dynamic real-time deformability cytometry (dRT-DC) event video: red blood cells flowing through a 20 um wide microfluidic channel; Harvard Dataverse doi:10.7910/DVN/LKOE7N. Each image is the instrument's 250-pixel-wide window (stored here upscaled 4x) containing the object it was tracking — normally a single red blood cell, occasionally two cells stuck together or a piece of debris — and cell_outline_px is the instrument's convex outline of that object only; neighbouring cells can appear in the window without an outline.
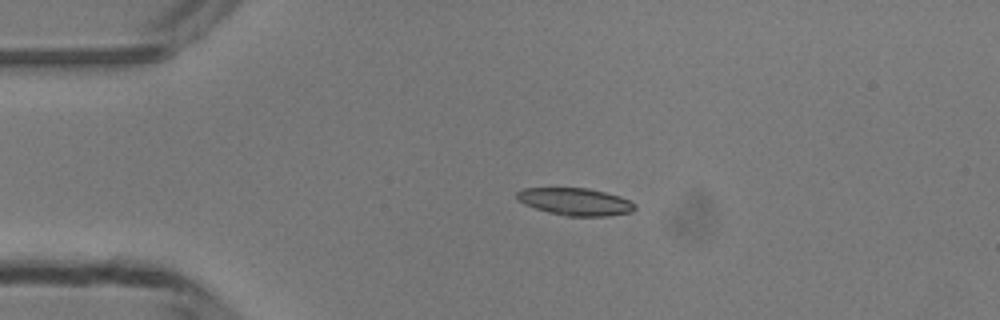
{"species": "common noctule bat (a hibernating species)", "species_latin": "Nyctalus noctula", "temperature_condition": "room temperature", "stored_images_in_passage": 39, "camera_frame_rate_fps": 3000, "um_per_image_px": 0.085, "animal": {"sex": "male", "body_mass_g": 13.3}, "frame": {"image": 1, "passage_image": 1, "time_ms": 0.0, "image_size_px": [1000, 320], "cell_outline_px": [[636, 208], [632, 212], [608, 216], [564, 216], [548, 212], [524, 204], [516, 200], [516, 192], [524, 188], [588, 188], [620, 196], [636, 204]], "centroid_in_image_um": [48.89, 17.15], "position_along_channel_um": 36.1, "area_um2": 18.9}}
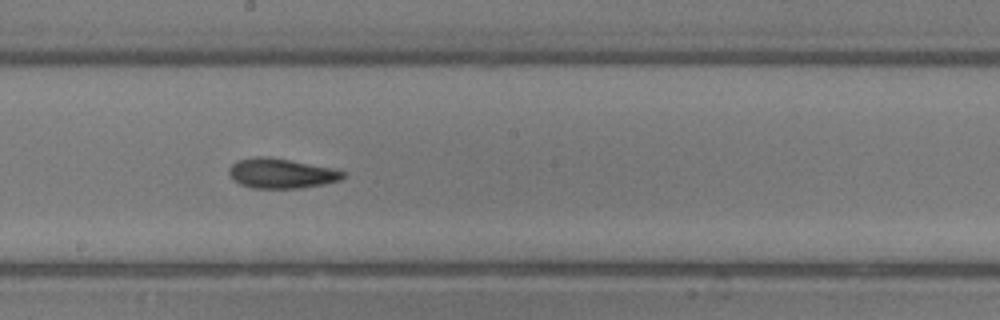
{"frame": {"image": 2, "passage_image": 17, "time_ms": 5.333, "image_size_px": [1000, 320], "cell_outline_px": [[344, 176], [340, 180], [324, 184], [296, 188], [252, 188], [240, 184], [232, 180], [228, 172], [228, 168], [236, 160], [256, 156], [268, 156], [332, 168], [344, 172]], "centroid_in_image_um": [23.84, 14.73], "position_along_channel_um": 224.4, "area_um2": 19.83}}
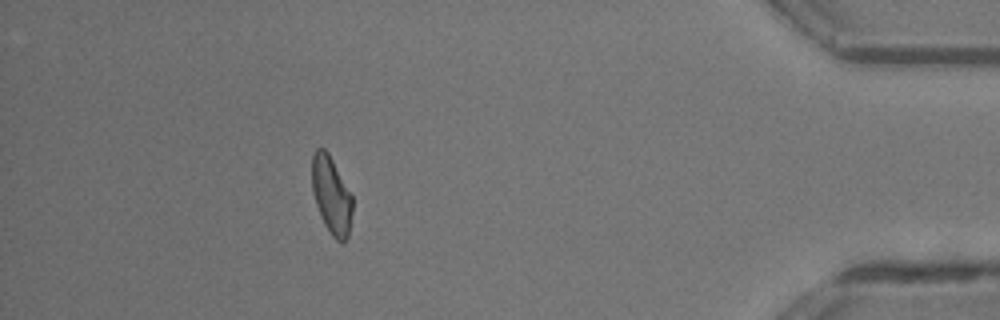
{"frame": {"image": 3, "passage_image": 34, "time_ms": 11.0, "image_size_px": [1000, 320], "cell_outline_px": [[352, 212], [348, 236], [344, 244], [340, 244], [332, 236], [324, 224], [320, 216], [312, 192], [312, 156], [316, 148], [324, 148], [328, 152], [352, 196]], "centroid_in_image_um": [28.16, 16.63], "position_along_channel_um": 407.0, "area_um2": 18.32}, "authors_computed_cell_mechanics": {"area_um2": 19.3052, "velocity_mm_per_s": 4.1909, "shape_relaxation_time_tau1_ms": 3.5211, "shape_relaxation_time_tau2_ms": 3.7535, "deformation_change_tau1": 0.1502, "deformation_change_tau2": 0.1259}}